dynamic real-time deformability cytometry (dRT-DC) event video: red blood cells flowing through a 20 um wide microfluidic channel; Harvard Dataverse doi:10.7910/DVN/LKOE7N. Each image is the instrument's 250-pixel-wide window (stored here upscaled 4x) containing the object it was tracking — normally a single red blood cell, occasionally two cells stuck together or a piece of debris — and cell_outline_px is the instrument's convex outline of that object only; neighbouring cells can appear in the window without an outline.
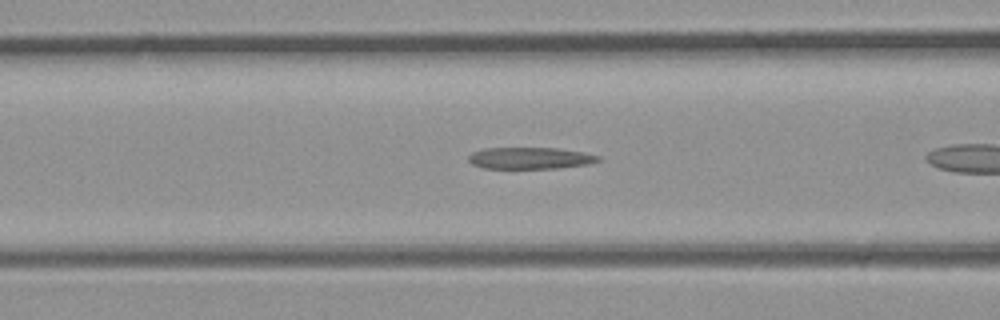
{"species": "common noctule bat (a hibernating species)", "species_latin": "Nyctalus noctula", "temperature_condition": "room temperature", "stored_images_in_passage": 21, "camera_frame_rate_fps": 3000, "um_per_image_px": 0.085, "animal": {"sex": "male", "body_mass_g": 23.1, "forearm_length_mm": 52.7}, "frame": {"image": 1, "passage_image": 7, "time_ms": 2.0, "image_size_px": [1000, 320], "cell_outline_px": [[600, 160], [588, 164], [560, 168], [484, 168], [472, 164], [468, 160], [468, 156], [472, 152], [484, 148], [556, 148], [584, 152], [600, 156]], "centroid_in_image_um": [45.05, 13.44], "position_along_channel_um": 121.5, "area_um2": 16.36}}